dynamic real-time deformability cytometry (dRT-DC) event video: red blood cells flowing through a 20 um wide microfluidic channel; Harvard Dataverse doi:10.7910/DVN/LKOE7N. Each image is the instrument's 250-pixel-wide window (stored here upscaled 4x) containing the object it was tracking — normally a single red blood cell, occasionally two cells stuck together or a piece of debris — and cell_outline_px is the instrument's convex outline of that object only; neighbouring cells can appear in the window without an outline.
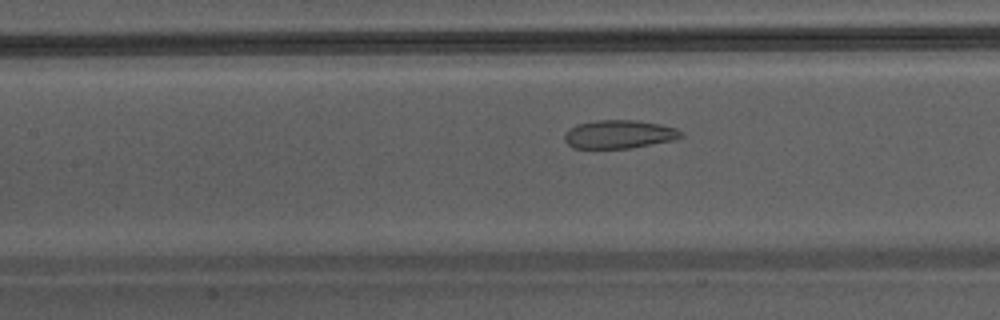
{"species": "Egyptian fruit bat (a non-hibernating species)", "species_latin": "Rousettus aegyptiacus", "temperature_condition": "warm", "stored_images_in_passage": 8, "camera_frame_rate_fps": 3000, "um_per_image_px": 0.085, "animal": {"sex": "male"}, "frame": {"image": 1, "passage_image": 8, "time_ms": 2.333, "image_size_px": [1000, 320], "cell_outline_px": [[684, 136], [676, 140], [628, 148], [572, 148], [564, 140], [564, 132], [568, 128], [576, 124], [596, 120], [636, 120], [660, 124], [676, 128], [684, 132]], "centroid_in_image_um": [52.62, 11.41], "position_along_channel_um": 154.8, "area_um2": 19.54}}